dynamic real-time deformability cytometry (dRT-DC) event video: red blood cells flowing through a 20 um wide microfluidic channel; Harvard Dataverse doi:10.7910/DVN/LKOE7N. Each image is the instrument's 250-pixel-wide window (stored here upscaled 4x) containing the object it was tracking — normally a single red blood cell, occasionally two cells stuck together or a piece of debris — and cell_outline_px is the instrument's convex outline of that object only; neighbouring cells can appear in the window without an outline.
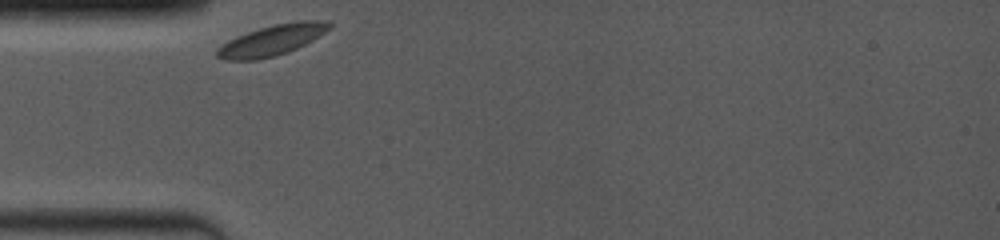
{"species": "common noctule bat (a hibernating species)", "species_latin": "Nyctalus noctula", "temperature_condition": "room temperature", "stored_images_in_passage": 39, "camera_frame_rate_fps": 4000, "um_per_image_px": 0.085, "animal": {"sex": "female", "body_mass_g": 19.0, "forearm_length_mm": 53.3}, "frame": {"image": 1, "passage_image": 1, "time_ms": 0.0, "image_size_px": [1000, 240], "cell_outline_px": [[332, 24], [324, 32], [312, 40], [288, 52], [276, 56], [256, 60], [224, 60], [216, 56], [216, 48], [236, 36], [272, 24], [296, 20], [328, 20]], "centroid_in_image_um": [23.1, 3.41], "position_along_channel_um": 61.9, "area_um2": 20.06}}
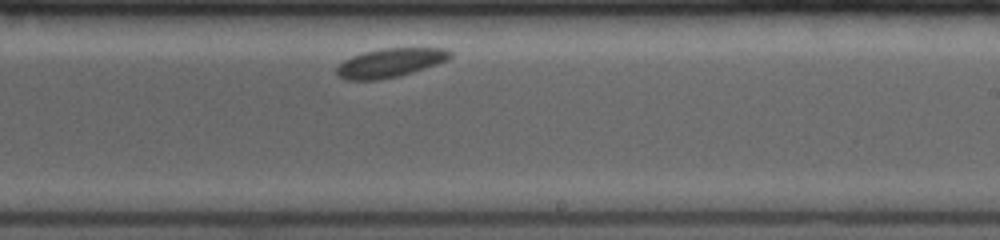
{"frame": {"image": 2, "passage_image": 23, "time_ms": 5.5, "image_size_px": [1000, 240], "cell_outline_px": [[452, 56], [448, 60], [400, 76], [376, 80], [348, 80], [340, 76], [336, 72], [336, 68], [344, 60], [352, 56], [364, 52], [380, 48], [444, 48], [452, 52]], "centroid_in_image_um": [33.17, 5.33], "position_along_channel_um": 255.8, "area_um2": 19.02}}
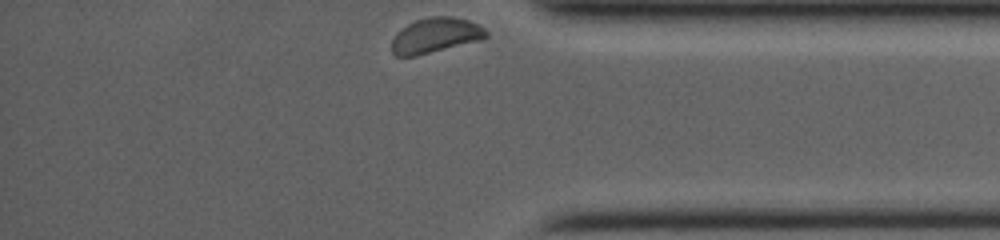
{"frame": {"image": 3, "passage_image": 39, "time_ms": 9.5, "image_size_px": [1000, 240], "cell_outline_px": [[488, 36], [484, 40], [416, 56], [396, 56], [392, 52], [392, 40], [396, 32], [408, 24], [416, 20], [432, 16], [452, 16], [468, 20], [484, 28], [488, 32]], "centroid_in_image_um": [37.04, 3.02], "position_along_channel_um": 398.2, "area_um2": 19.48}}